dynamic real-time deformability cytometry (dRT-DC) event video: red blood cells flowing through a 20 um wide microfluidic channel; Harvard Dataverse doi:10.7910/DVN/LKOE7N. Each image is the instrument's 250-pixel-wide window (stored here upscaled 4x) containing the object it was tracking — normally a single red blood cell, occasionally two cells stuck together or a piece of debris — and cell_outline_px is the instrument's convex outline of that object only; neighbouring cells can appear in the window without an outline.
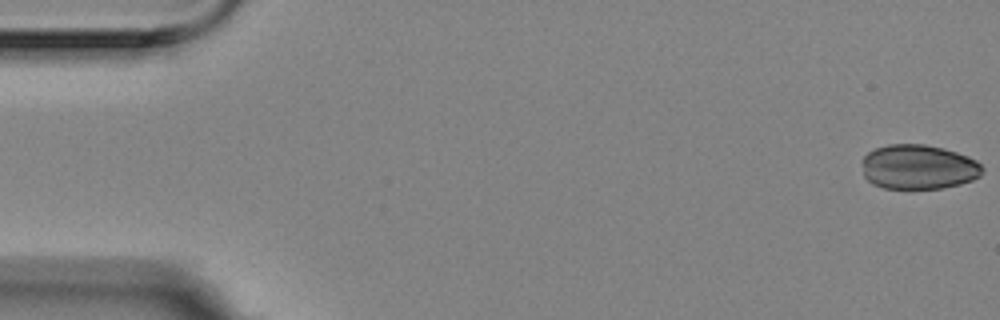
{"species": "Egyptian fruit bat (a non-hibernating species)", "species_latin": "Rousettus aegyptiacus", "temperature_condition": "room temperature", "stored_images_in_passage": 56, "camera_frame_rate_fps": 3000, "um_per_image_px": 0.085, "animal": {"sex": "female"}, "frame": {"image": 1, "passage_image": 1, "time_ms": 0.0, "image_size_px": [1000, 320], "cell_outline_px": [[984, 172], [980, 176], [972, 180], [960, 184], [944, 188], [884, 188], [872, 184], [864, 176], [864, 156], [868, 152], [876, 148], [888, 144], [924, 144], [944, 148], [968, 156], [976, 160], [984, 168]], "centroid_in_image_um": [78.1, 14.19], "position_along_channel_um": 6.9, "area_um2": 31.33}}
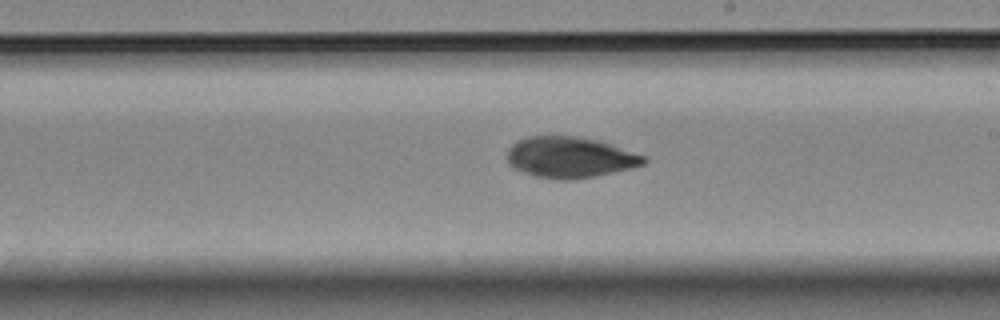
{"frame": {"image": 2, "passage_image": 32, "time_ms": 10.333, "image_size_px": [1000, 320], "cell_outline_px": [[648, 160], [644, 164], [632, 168], [596, 176], [572, 180], [556, 180], [536, 176], [524, 172], [516, 168], [508, 160], [508, 148], [512, 144], [528, 136], [576, 136], [600, 140], [648, 156]], "centroid_in_image_um": [48.52, 13.37], "position_along_channel_um": 240.5, "area_um2": 32.77}}
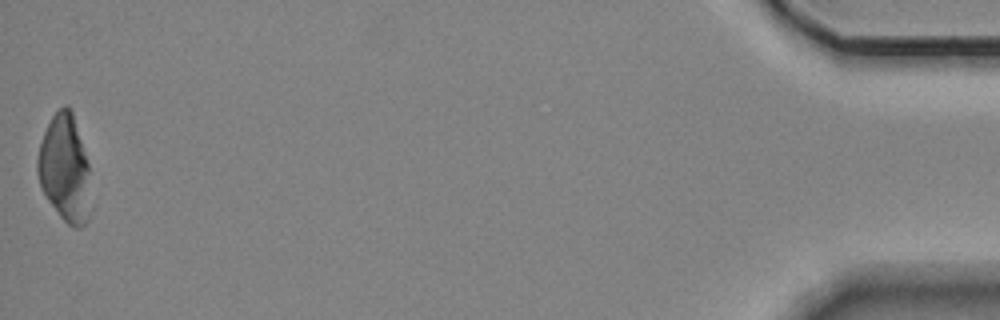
{"frame": {"image": 3, "passage_image": 56, "time_ms": 18.333, "image_size_px": [1000, 320], "cell_outline_px": [[92, 208], [88, 220], [80, 228], [76, 228], [68, 224], [60, 216], [48, 200], [40, 184], [36, 172], [36, 160], [40, 144], [44, 132], [52, 116], [64, 104], [68, 104], [72, 108], [88, 164]], "centroid_in_image_um": [5.53, 14.34], "position_along_channel_um": 429.7, "area_um2": 33.52}}